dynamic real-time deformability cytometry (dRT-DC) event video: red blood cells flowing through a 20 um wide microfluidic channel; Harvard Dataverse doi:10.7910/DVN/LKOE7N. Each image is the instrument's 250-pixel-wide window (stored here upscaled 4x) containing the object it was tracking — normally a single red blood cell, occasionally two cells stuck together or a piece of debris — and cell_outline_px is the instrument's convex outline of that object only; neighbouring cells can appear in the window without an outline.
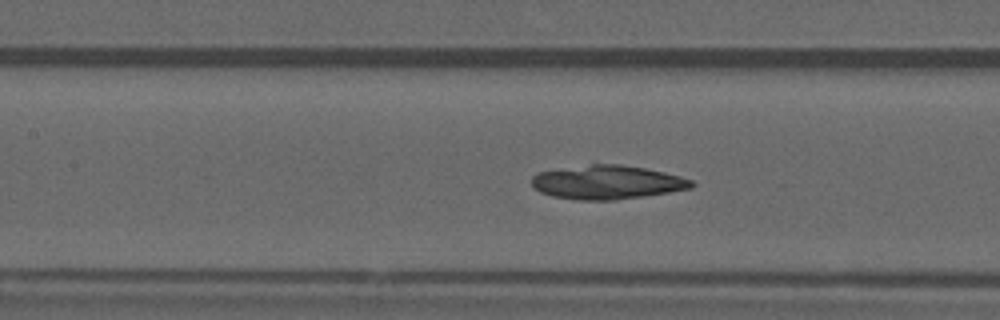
{"species": "common noctule bat (a hibernating species)", "species_latin": "Nyctalus noctula", "temperature_condition": "warm", "stored_images_in_passage": 51, "camera_frame_rate_fps": 3000, "um_per_image_px": 0.085, "animal": {"sex": "male", "forearm_length_mm": 52.5}, "frame": {"image": 1, "passage_image": 23, "time_ms": 7.333, "image_size_px": [1000, 320], "cell_outline_px": [[696, 184], [692, 188], [668, 192], [616, 200], [576, 200], [552, 196], [540, 192], [532, 184], [532, 176], [540, 172], [592, 164], [620, 164], [644, 168], [664, 172], [680, 176], [692, 180]], "centroid_in_image_um": [51.63, 15.5], "position_along_channel_um": 155.8, "area_um2": 31.27}}